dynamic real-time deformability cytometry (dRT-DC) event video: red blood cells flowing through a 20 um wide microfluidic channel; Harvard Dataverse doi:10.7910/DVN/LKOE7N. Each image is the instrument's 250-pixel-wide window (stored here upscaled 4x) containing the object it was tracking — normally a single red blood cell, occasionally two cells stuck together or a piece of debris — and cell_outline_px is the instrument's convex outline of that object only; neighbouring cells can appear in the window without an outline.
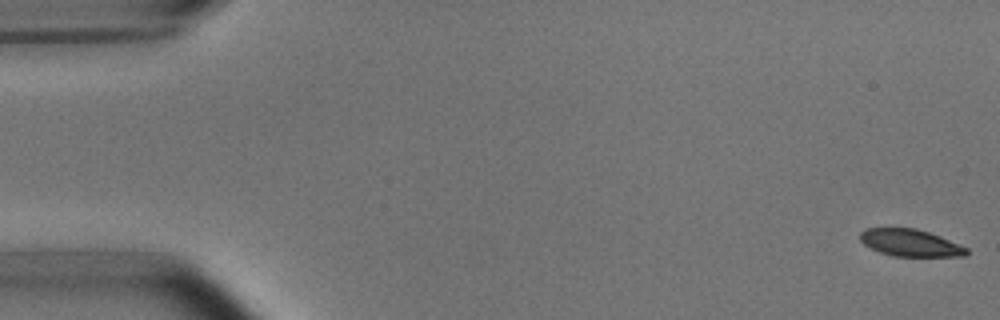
{"species": "common noctule bat (a hibernating species)", "species_latin": "Nyctalus noctula", "temperature_condition": "room temperature", "stored_images_in_passage": 53, "camera_frame_rate_fps": 3000, "um_per_image_px": 0.085, "animal": {"sex": "male", "body_mass_g": 15.6}, "frame": {"image": 1, "passage_image": 1, "time_ms": 0.0, "image_size_px": [1000, 320], "cell_outline_px": [[968, 252], [964, 256], [892, 256], [880, 252], [864, 244], [860, 240], [860, 232], [864, 228], [916, 228], [940, 236], [968, 248]], "centroid_in_image_um": [77.36, 20.63], "position_along_channel_um": 7.6, "area_um2": 16.7}}
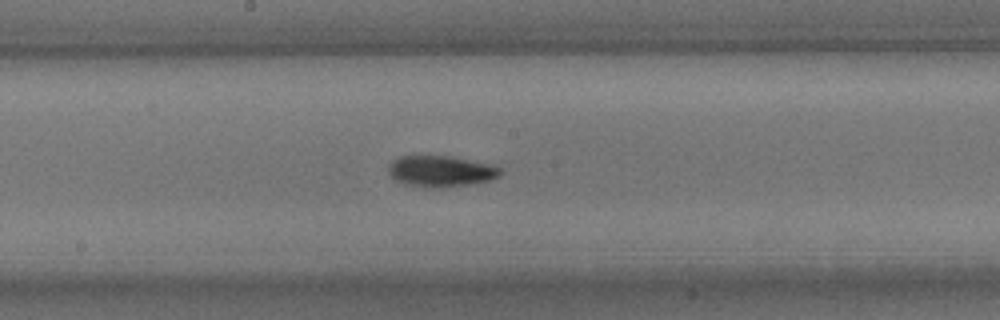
{"frame": {"image": 2, "passage_image": 28, "time_ms": 9.0, "image_size_px": [1000, 320], "cell_outline_px": [[500, 176], [488, 180], [472, 184], [440, 188], [424, 188], [404, 184], [396, 180], [388, 172], [388, 164], [392, 160], [400, 156], [452, 156], [488, 164], [500, 168]], "centroid_in_image_um": [37.42, 14.56], "position_along_channel_um": 210.8, "area_um2": 20.35}}
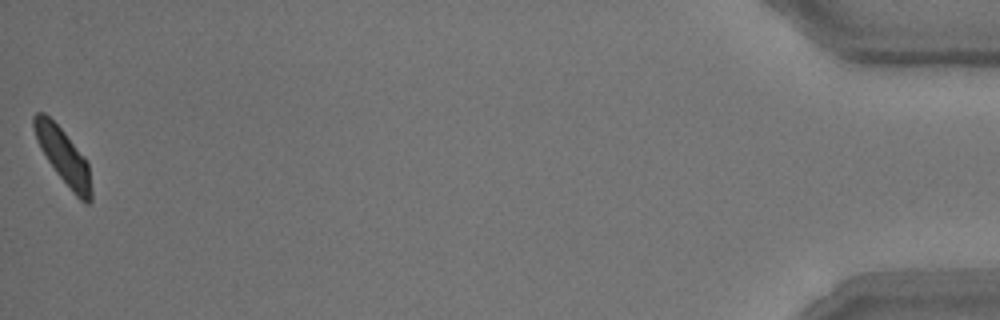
{"frame": {"image": 3, "passage_image": 53, "time_ms": 17.333, "image_size_px": [1000, 320], "cell_outline_px": [[92, 200], [88, 204], [84, 204], [72, 192], [56, 172], [40, 148], [36, 140], [32, 124], [32, 116], [36, 112], [44, 112], [64, 132], [88, 160], [92, 192]], "centroid_in_image_um": [5.4, 13.29], "position_along_channel_um": 429.8, "area_um2": 18.61}, "authors_computed_cell_mechanics": {"area_um2": 18.8428, "velocity_mm_per_s": 3.7642, "shape_relaxation_time_tau1_ms": 2.5868, "shape_relaxation_time_tau2_ms": 2.2448, "deformation_change_tau1": 0.121, "deformation_change_tau2": 0.073}}